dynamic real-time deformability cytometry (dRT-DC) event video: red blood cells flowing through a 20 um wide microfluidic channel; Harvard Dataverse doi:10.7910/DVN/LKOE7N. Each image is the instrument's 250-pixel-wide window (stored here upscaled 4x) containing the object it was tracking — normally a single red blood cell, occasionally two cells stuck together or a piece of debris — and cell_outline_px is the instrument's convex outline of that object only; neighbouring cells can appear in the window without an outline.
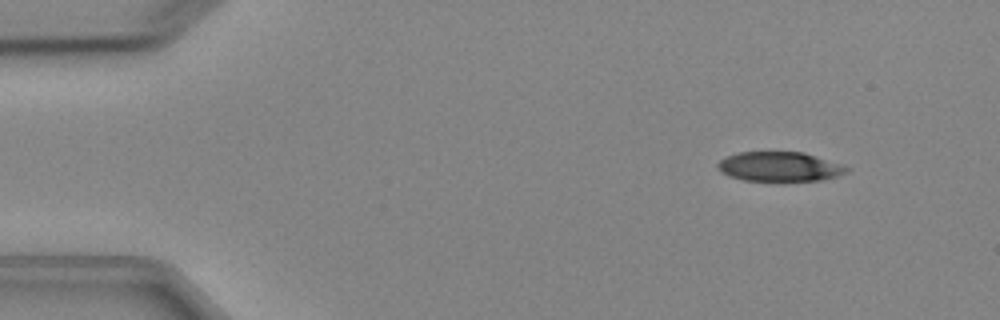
{"species": "Egyptian fruit bat (a non-hibernating species)", "species_latin": "Rousettus aegyptiacus", "temperature_condition": "cold", "stored_images_in_passage": 4, "camera_frame_rate_fps": 3000, "um_per_image_px": 0.085, "animal": {"sex": "female"}, "frame": {"image": 1, "passage_image": 2, "time_ms": 1.333, "image_size_px": [1000, 320], "cell_outline_px": [[852, 168], [848, 172], [836, 176], [820, 180], [744, 180], [728, 176], [720, 172], [716, 164], [720, 160], [728, 156], [740, 152], [804, 152]], "centroid_in_image_um": [66.25, 14.16], "position_along_channel_um": 18.7, "area_um2": 21.96}}